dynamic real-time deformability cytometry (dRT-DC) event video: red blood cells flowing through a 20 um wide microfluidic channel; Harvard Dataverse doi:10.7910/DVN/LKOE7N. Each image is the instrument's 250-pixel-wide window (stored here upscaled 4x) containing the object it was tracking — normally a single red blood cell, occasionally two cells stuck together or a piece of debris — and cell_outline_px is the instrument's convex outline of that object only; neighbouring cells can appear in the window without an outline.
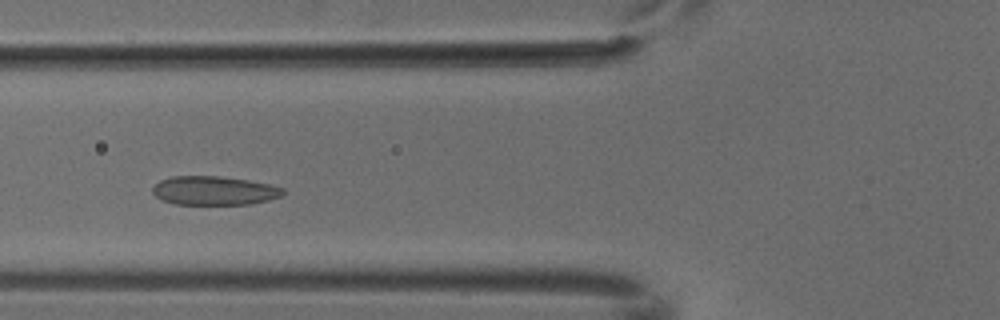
{"species": "common noctule bat (a hibernating species)", "species_latin": "Nyctalus noctula", "temperature_condition": "cold", "stored_images_in_passage": 5, "camera_frame_rate_fps": 3000, "um_per_image_px": 0.085, "animal": {"sex": "male", "body_mass_g": 18.8}, "frame": {"image": 1, "passage_image": 4, "time_ms": 1.0, "image_size_px": [1000, 320], "cell_outline_px": [[284, 192], [280, 196], [268, 200], [248, 204], [176, 204], [164, 200], [156, 196], [152, 192], [152, 188], [160, 180], [172, 176], [220, 176], [248, 180], [268, 184], [284, 188]], "centroid_in_image_um": [18.19, 16.19], "position_along_channel_um": 107.6, "area_um2": 21.73}}
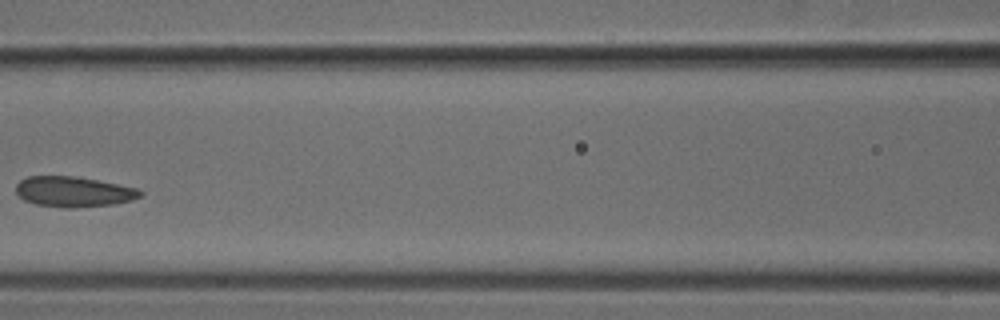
{"frame": {"image": 2, "passage_image": 5, "time_ms": 1.333, "image_size_px": [1000, 320], "cell_outline_px": [[144, 192], [140, 196], [132, 200], [112, 204], [72, 208], [68, 208], [36, 204], [24, 200], [16, 192], [16, 184], [20, 180], [28, 176], [72, 176], [96, 180], [136, 188]], "centroid_in_image_um": [6.22, 16.29], "position_along_channel_um": 160.4, "area_um2": 21.73}}